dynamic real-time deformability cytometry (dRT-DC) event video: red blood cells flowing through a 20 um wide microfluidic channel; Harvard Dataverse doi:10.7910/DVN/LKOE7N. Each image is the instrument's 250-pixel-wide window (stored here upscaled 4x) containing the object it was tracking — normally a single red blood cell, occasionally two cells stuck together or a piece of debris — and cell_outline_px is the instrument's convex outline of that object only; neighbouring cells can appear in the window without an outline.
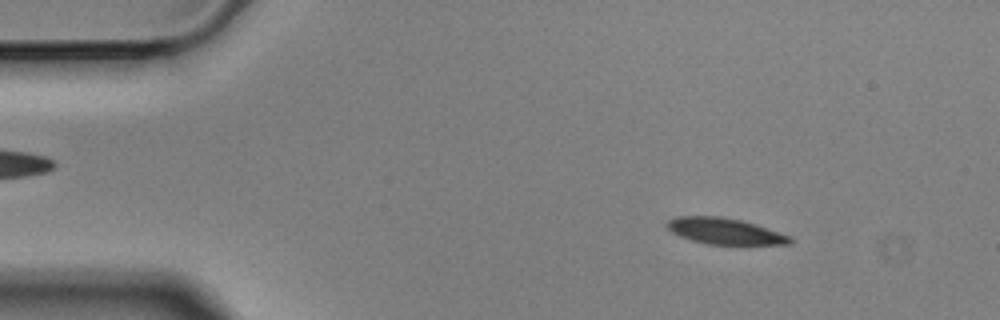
{"species": "Egyptian fruit bat (a non-hibernating species)", "species_latin": "Rousettus aegyptiacus", "temperature_condition": "cold", "stored_images_in_passage": 56, "camera_frame_rate_fps": 3000, "um_per_image_px": 0.085, "animal": {"sex": "male"}, "frame": {"image": 1, "passage_image": 7, "time_ms": 2.0, "image_size_px": [1000, 320], "cell_outline_px": [[792, 244], [708, 244], [692, 240], [680, 236], [672, 232], [664, 224], [668, 220], [676, 216], [720, 216], [740, 220], [756, 224], [792, 236]], "centroid_in_image_um": [61.61, 19.64], "position_along_channel_um": 23.4, "area_um2": 18.73}}
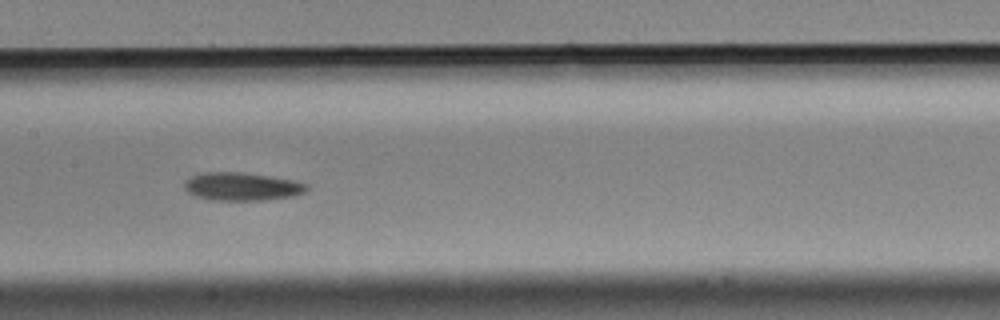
{"frame": {"image": 2, "passage_image": 27, "time_ms": 8.667, "image_size_px": [1000, 320], "cell_outline_px": [[308, 188], [304, 192], [292, 196], [264, 200], [212, 200], [196, 196], [188, 192], [184, 188], [184, 180], [200, 172], [244, 172], [292, 180], [308, 184]], "centroid_in_image_um": [20.52, 15.85], "position_along_channel_um": 186.9, "area_um2": 20.0}}
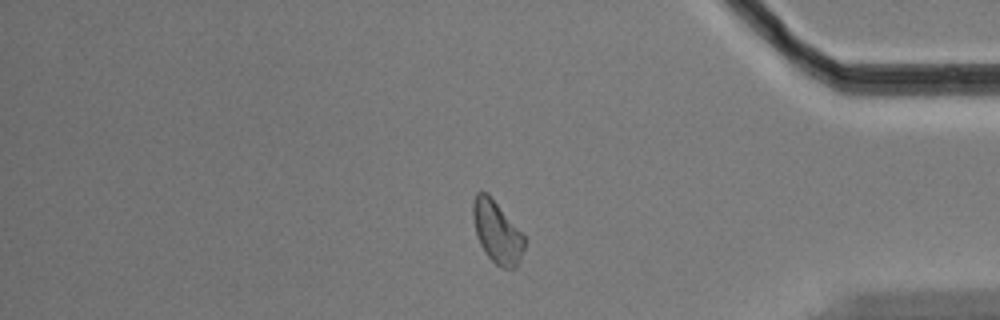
{"frame": {"image": 3, "passage_image": 47, "time_ms": 15.333, "image_size_px": [1000, 320], "cell_outline_px": [[524, 248], [520, 260], [516, 268], [500, 268], [484, 252], [480, 244], [476, 232], [472, 216], [472, 204], [476, 192], [488, 192], [524, 236]], "centroid_in_image_um": [42.23, 19.72], "position_along_channel_um": 393.0, "area_um2": 18.5}, "authors_computed_cell_mechanics": {"area_um2": 19.3341, "velocity_mm_per_s": 3.4904, "shape_relaxation_time_tau1_ms": 3.1356, "shape_relaxation_time_tau2_ms": null, "deformation_change_tau1": 0.0865, "deformation_change_tau2": null}}